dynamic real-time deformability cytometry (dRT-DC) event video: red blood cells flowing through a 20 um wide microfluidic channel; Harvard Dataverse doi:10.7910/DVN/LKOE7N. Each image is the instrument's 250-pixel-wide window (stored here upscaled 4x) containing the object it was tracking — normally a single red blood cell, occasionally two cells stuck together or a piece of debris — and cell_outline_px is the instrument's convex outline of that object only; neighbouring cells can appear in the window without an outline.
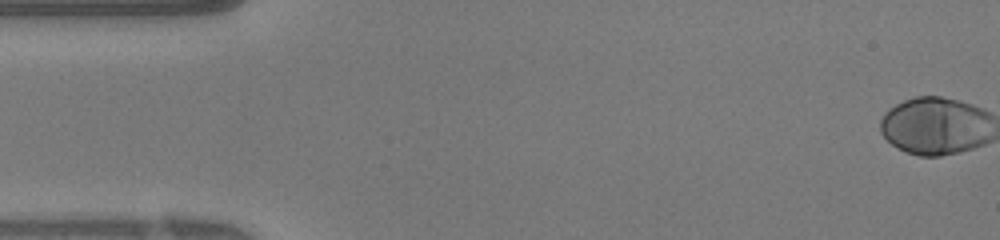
{"species": "human", "species_latin": "Homo sapiens", "temperature_condition": "warm", "stored_images_in_passage": 12, "camera_frame_rate_fps": 3000, "um_per_image_px": 0.085, "donor": {"sex": "female"}, "frame": {"image": 1, "passage_image": 1, "time_ms": 0.0, "image_size_px": [1000, 240], "cell_outline_px": [[968, 144], [964, 148], [952, 152], [932, 156], [928, 156], [912, 152], [900, 148], [888, 140], [884, 132], [884, 120], [888, 112], [892, 108], [908, 100], [924, 96], [932, 96], [948, 100], [960, 104]], "centroid_in_image_um": [78.77, 10.73], "position_along_channel_um": 6.2, "area_um2": 28.44}}